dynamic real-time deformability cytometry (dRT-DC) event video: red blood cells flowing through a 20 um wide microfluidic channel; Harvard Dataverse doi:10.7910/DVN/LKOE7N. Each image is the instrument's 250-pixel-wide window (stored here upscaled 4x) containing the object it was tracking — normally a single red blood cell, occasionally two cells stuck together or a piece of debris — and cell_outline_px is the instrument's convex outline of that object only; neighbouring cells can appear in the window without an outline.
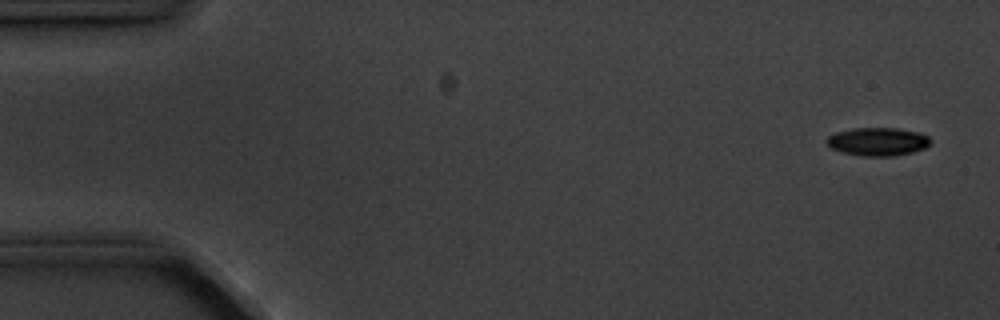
{"species": "common noctule bat (a hibernating species)", "species_latin": "Nyctalus noctula", "temperature_condition": "cold", "stored_images_in_passage": 5, "camera_frame_rate_fps": 3000, "um_per_image_px": 0.085, "animal": {"sex": "male", "body_mass_g": 20.1, "forearm_length_mm": 53.5}, "frame": {"image": 1, "passage_image": 1, "time_ms": 0.0, "image_size_px": [1000, 320], "cell_outline_px": [[932, 140], [924, 148], [912, 152], [892, 156], [864, 156], [840, 152], [832, 148], [824, 140], [828, 136], [836, 132], [852, 128], [896, 128], [920, 132], [928, 136]], "centroid_in_image_um": [74.59, 12.03], "position_along_channel_um": 10.4, "area_um2": 17.11}}
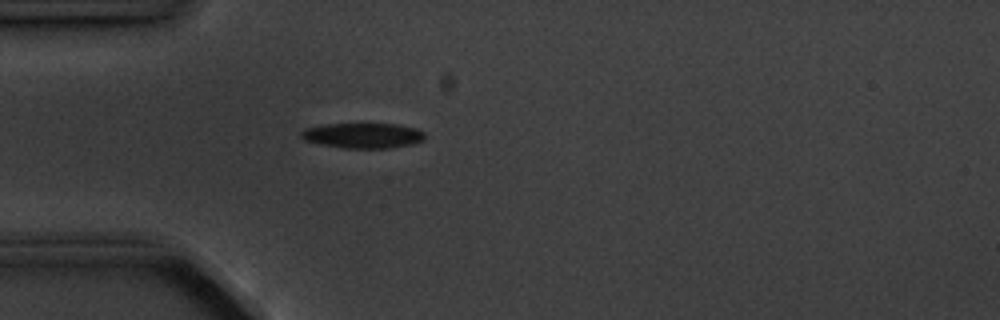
{"frame": {"image": 2, "passage_image": 5, "time_ms": 4.333, "image_size_px": [1000, 320], "cell_outline_px": [[424, 140], [412, 144], [388, 148], [344, 148], [320, 144], [304, 140], [300, 136], [300, 132], [304, 128], [324, 124], [396, 124], [416, 128], [424, 132]], "centroid_in_image_um": [30.82, 11.52], "position_along_channel_um": 54.2, "area_um2": 18.21}}